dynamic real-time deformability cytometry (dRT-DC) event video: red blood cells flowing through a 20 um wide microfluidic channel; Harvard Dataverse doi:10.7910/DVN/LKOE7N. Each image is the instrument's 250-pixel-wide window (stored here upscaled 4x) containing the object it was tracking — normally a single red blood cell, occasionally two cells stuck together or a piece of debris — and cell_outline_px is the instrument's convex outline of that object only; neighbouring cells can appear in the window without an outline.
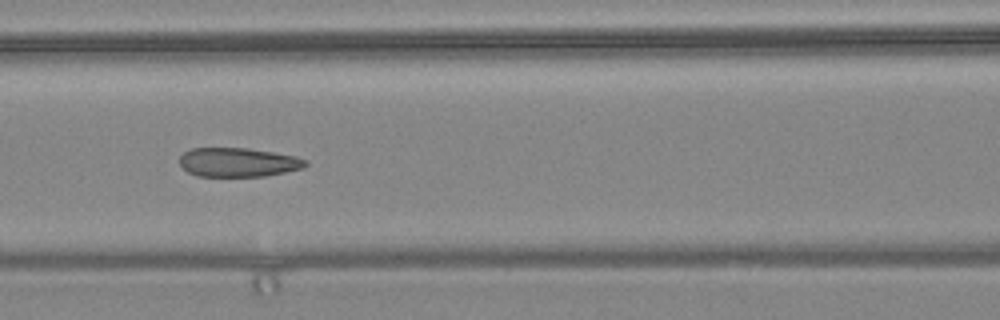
{"species": "common noctule bat (a hibernating species)", "species_latin": "Nyctalus noctula", "temperature_condition": "warm", "stored_images_in_passage": 10, "camera_frame_rate_fps": 3000, "um_per_image_px": 0.085, "animal": {"sex": "female", "body_mass_g": 24.6, "forearm_length_mm": 56.2}, "frame": {"image": 1, "passage_image": 4, "time_ms": 1.0, "image_size_px": [1000, 320], "cell_outline_px": [[308, 164], [304, 168], [264, 176], [196, 176], [188, 172], [180, 164], [180, 156], [184, 152], [192, 148], [248, 148], [296, 156], [308, 160]], "centroid_in_image_um": [20.26, 13.79], "position_along_channel_um": 146.3, "area_um2": 21.33}}
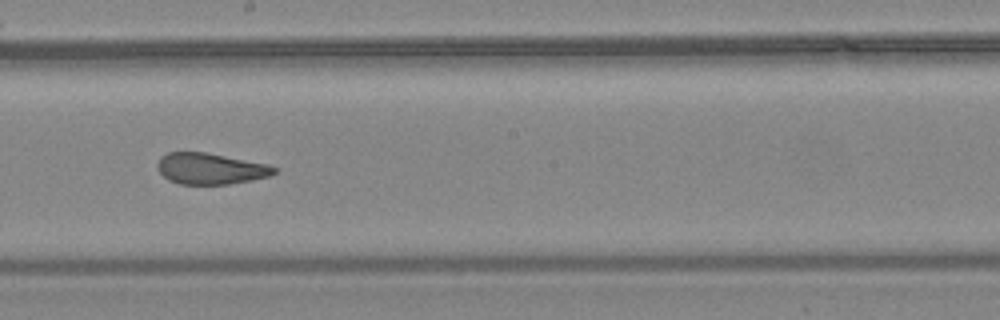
{"frame": {"image": 2, "passage_image": 6, "time_ms": 1.667, "image_size_px": [1000, 320], "cell_outline_px": [[276, 172], [268, 176], [252, 180], [228, 184], [180, 184], [168, 180], [156, 168], [156, 164], [160, 156], [168, 152], [204, 152], [268, 164], [276, 168]], "centroid_in_image_um": [17.84, 14.33], "position_along_channel_um": 230.4, "area_um2": 21.15}}
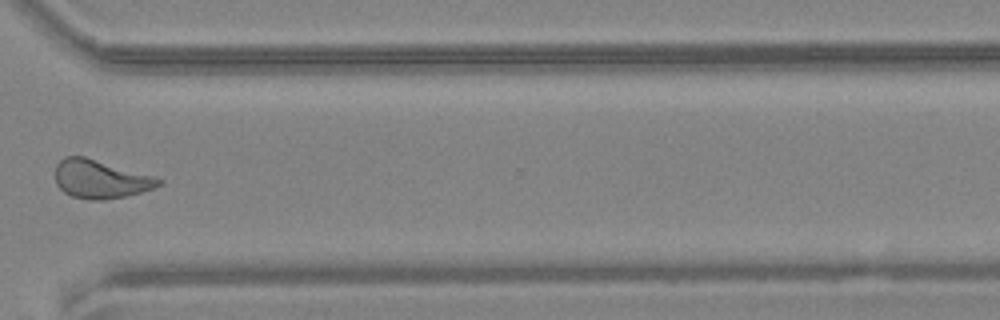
{"frame": {"image": 3, "passage_image": 9, "time_ms": 2.667, "image_size_px": [1000, 320], "cell_outline_px": [[164, 180], [156, 188], [128, 196], [104, 200], [88, 200], [72, 196], [64, 192], [56, 184], [56, 164], [64, 156], [84, 156], [156, 176]], "centroid_in_image_um": [8.57, 15.23], "position_along_channel_um": 362.0, "area_um2": 23.47}}